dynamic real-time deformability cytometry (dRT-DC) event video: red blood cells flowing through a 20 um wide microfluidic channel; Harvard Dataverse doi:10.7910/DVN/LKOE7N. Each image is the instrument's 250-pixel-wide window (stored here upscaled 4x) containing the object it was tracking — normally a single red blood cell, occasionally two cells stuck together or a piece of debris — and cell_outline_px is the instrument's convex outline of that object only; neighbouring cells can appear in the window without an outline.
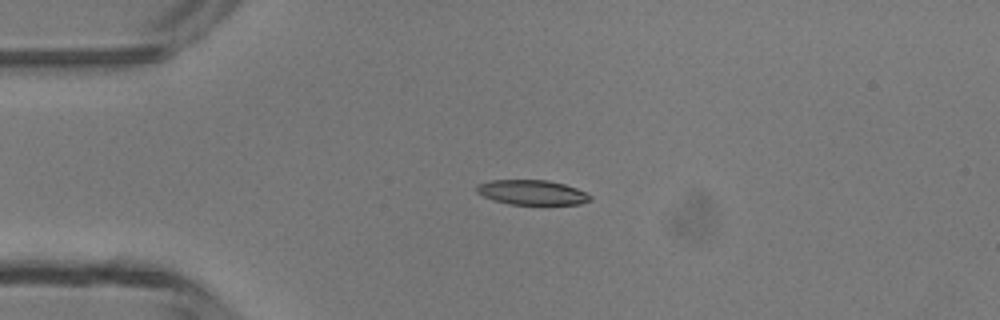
{"species": "common noctule bat (a hibernating species)", "species_latin": "Nyctalus noctula", "temperature_condition": "room temperature", "stored_images_in_passage": 2, "camera_frame_rate_fps": 3000, "um_per_image_px": 0.085, "animal": {"sex": "male", "body_mass_g": 13.3}, "frame": {"image": 1, "passage_image": 1, "time_ms": 0.0, "image_size_px": [1000, 320], "cell_outline_px": [[592, 200], [580, 204], [508, 204], [492, 200], [476, 192], [476, 184], [488, 180], [548, 180], [564, 184], [576, 188], [592, 196]], "centroid_in_image_um": [45.19, 16.35], "position_along_channel_um": 39.8, "area_um2": 16.47}}